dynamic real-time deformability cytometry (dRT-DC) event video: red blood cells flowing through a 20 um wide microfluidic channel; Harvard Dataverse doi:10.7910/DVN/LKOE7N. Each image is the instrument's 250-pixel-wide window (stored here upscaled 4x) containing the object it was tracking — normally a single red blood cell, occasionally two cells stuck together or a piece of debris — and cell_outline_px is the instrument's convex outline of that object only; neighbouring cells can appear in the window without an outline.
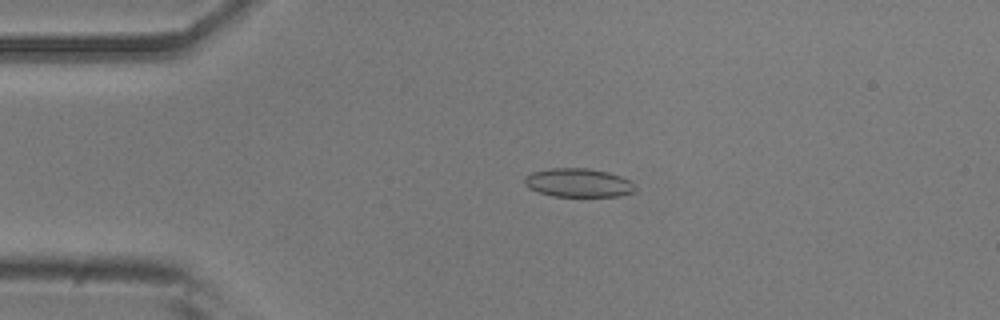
{"species": "common noctule bat (a hibernating species)", "species_latin": "Nyctalus noctula", "temperature_condition": "room temperature", "stored_images_in_passage": 51, "camera_frame_rate_fps": 3000, "um_per_image_px": 0.085, "animal": {"sex": "male", "body_mass_g": 20.5, "forearm_length_mm": 52.5}, "frame": {"image": 1, "passage_image": 10, "time_ms": 3.0, "image_size_px": [1000, 320], "cell_outline_px": [[636, 192], [620, 196], [552, 196], [528, 188], [524, 184], [524, 176], [532, 172], [548, 168], [588, 168], [608, 172], [632, 180], [636, 184]], "centroid_in_image_um": [49.19, 15.53], "position_along_channel_um": 35.8, "area_um2": 18.79}}
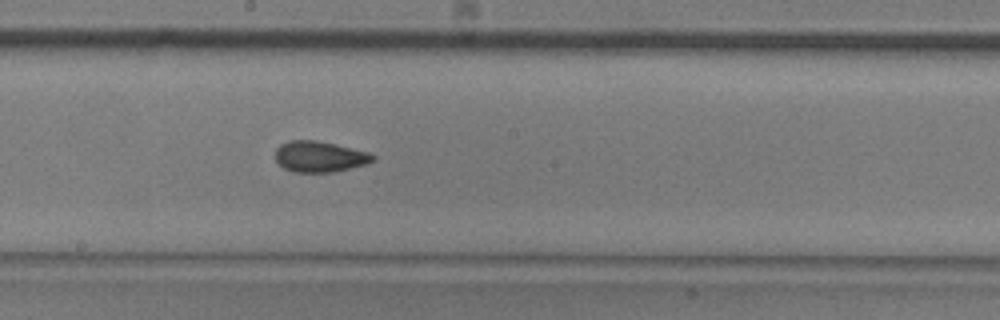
{"frame": {"image": 2, "passage_image": 27, "time_ms": 8.667, "image_size_px": [1000, 320], "cell_outline_px": [[376, 160], [368, 164], [332, 172], [292, 172], [284, 168], [276, 160], [276, 148], [280, 144], [288, 140], [316, 140], [336, 144], [368, 152], [376, 156]], "centroid_in_image_um": [27.18, 13.31], "position_along_channel_um": 221.0, "area_um2": 17.69}}
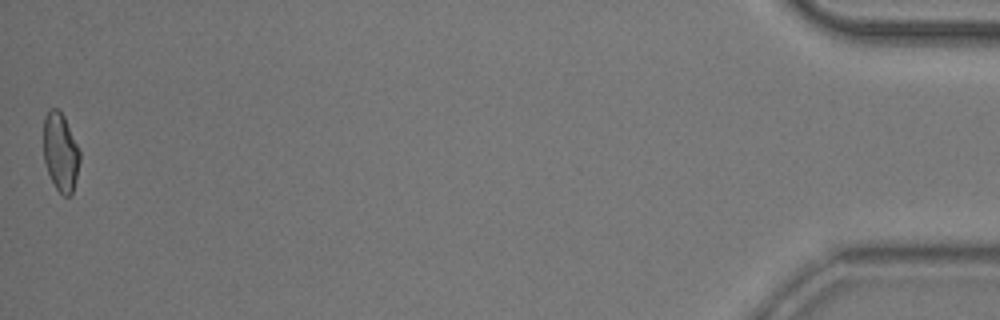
{"frame": {"image": 3, "passage_image": 51, "time_ms": 16.667, "image_size_px": [1000, 320], "cell_outline_px": [[80, 160], [72, 192], [68, 196], [64, 196], [56, 188], [48, 172], [44, 160], [44, 116], [48, 108], [56, 108], [64, 116], [80, 152]], "centroid_in_image_um": [5.13, 12.89], "position_along_channel_um": 430.1, "area_um2": 16.3}, "authors_computed_cell_mechanics": {"area_um2": 17.5134, "velocity_mm_per_s": 3.8373, "shape_relaxation_time_tau1_ms": 5.7697, "shape_relaxation_time_tau2_ms": 1.8397, "deformation_change_tau1": 0.1449, "deformation_change_tau2": 0.0761}}